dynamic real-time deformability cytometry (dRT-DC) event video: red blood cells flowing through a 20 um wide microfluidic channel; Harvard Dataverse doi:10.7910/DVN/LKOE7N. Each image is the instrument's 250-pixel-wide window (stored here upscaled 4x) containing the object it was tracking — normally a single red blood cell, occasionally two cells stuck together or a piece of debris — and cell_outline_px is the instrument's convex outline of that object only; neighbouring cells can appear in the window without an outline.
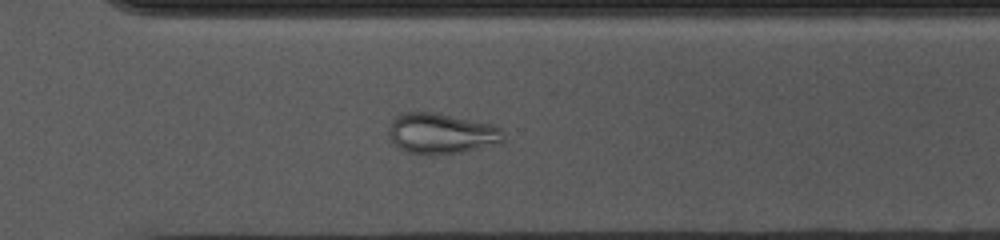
{"species": "common noctule bat (a hibernating species)", "species_latin": "Nyctalus noctula", "temperature_condition": "cold", "stored_images_in_passage": 53, "camera_frame_rate_fps": 3000, "um_per_image_px": 0.085, "animal": {"sex": "female", "body_mass_g": 10.0, "forearm_length_mm": 53.1}, "frame": {"image": 1, "passage_image": 37, "time_ms": 12.0, "image_size_px": [1000, 240], "cell_outline_px": [[504, 140], [500, 144], [460, 152], [432, 156], [420, 156], [408, 152], [400, 148], [392, 140], [388, 132], [388, 128], [392, 120], [396, 116], [404, 112], [436, 112], [492, 124], [500, 128], [504, 132]], "centroid_in_image_um": [37.52, 11.36], "position_along_channel_um": 333.1, "area_um2": 27.57}}
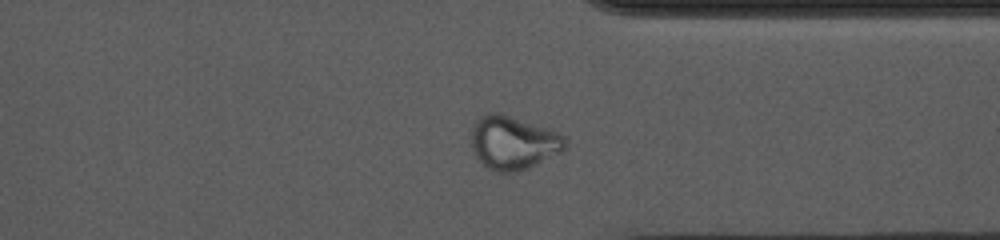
{"frame": {"image": 2, "passage_image": 40, "time_ms": 13.0, "image_size_px": [1000, 240], "cell_outline_px": [[564, 148], [560, 152], [528, 168], [516, 172], [496, 172], [488, 168], [480, 160], [472, 148], [472, 124], [480, 116], [496, 112], [500, 112], [560, 132], [564, 136]], "centroid_in_image_um": [43.61, 12.11], "position_along_channel_um": 367.8, "area_um2": 29.02}}
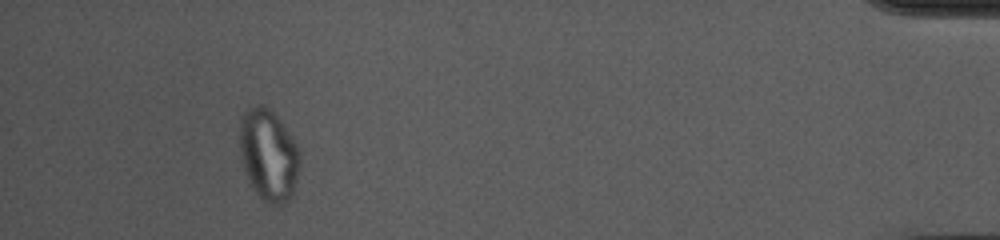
{"frame": {"image": 3, "passage_image": 49, "time_ms": 16.0, "image_size_px": [1000, 240], "cell_outline_px": [[300, 168], [292, 196], [284, 204], [272, 204], [264, 200], [252, 188], [240, 160], [240, 120], [244, 112], [248, 108], [256, 104], [264, 104], [280, 120], [300, 148]], "centroid_in_image_um": [22.84, 13.16], "position_along_channel_um": 412.4, "area_um2": 32.37}, "authors_computed_cell_mechanics": {"area_um2": 26.9926, "velocity_mm_per_s": 3.6938, "shape_relaxation_time_tau1_ms": null, "shape_relaxation_time_tau2_ms": 1.7202, "deformation_change_tau1": null, "deformation_change_tau2": 0.0821}}